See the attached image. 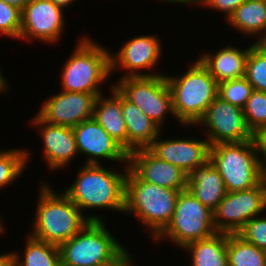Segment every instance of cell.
Wrapping results in <instances>:
<instances>
[{
  "mask_svg": "<svg viewBox=\"0 0 266 266\" xmlns=\"http://www.w3.org/2000/svg\"><path fill=\"white\" fill-rule=\"evenodd\" d=\"M121 172L113 171L102 164H83L77 171V177L63 192L77 205L89 221H103L101 216L86 215L84 210H115L124 213L125 180L128 164Z\"/></svg>",
  "mask_w": 266,
  "mask_h": 266,
  "instance_id": "cell-1",
  "label": "cell"
},
{
  "mask_svg": "<svg viewBox=\"0 0 266 266\" xmlns=\"http://www.w3.org/2000/svg\"><path fill=\"white\" fill-rule=\"evenodd\" d=\"M41 181L32 237L59 246L76 235L89 220L67 195ZM52 187V188H51ZM56 192V193H55Z\"/></svg>",
  "mask_w": 266,
  "mask_h": 266,
  "instance_id": "cell-2",
  "label": "cell"
},
{
  "mask_svg": "<svg viewBox=\"0 0 266 266\" xmlns=\"http://www.w3.org/2000/svg\"><path fill=\"white\" fill-rule=\"evenodd\" d=\"M165 77L175 119L183 127L197 125L217 97L218 83L199 59L184 74Z\"/></svg>",
  "mask_w": 266,
  "mask_h": 266,
  "instance_id": "cell-3",
  "label": "cell"
},
{
  "mask_svg": "<svg viewBox=\"0 0 266 266\" xmlns=\"http://www.w3.org/2000/svg\"><path fill=\"white\" fill-rule=\"evenodd\" d=\"M180 191L140 180L129 168L125 180V209L138 218L155 239L170 223Z\"/></svg>",
  "mask_w": 266,
  "mask_h": 266,
  "instance_id": "cell-4",
  "label": "cell"
},
{
  "mask_svg": "<svg viewBox=\"0 0 266 266\" xmlns=\"http://www.w3.org/2000/svg\"><path fill=\"white\" fill-rule=\"evenodd\" d=\"M62 65L61 90L80 93H103L100 88L111 74V52L84 35ZM109 77V78H108Z\"/></svg>",
  "mask_w": 266,
  "mask_h": 266,
  "instance_id": "cell-5",
  "label": "cell"
},
{
  "mask_svg": "<svg viewBox=\"0 0 266 266\" xmlns=\"http://www.w3.org/2000/svg\"><path fill=\"white\" fill-rule=\"evenodd\" d=\"M104 221H89L76 235L58 246L61 266H106L128 249L107 230Z\"/></svg>",
  "mask_w": 266,
  "mask_h": 266,
  "instance_id": "cell-6",
  "label": "cell"
},
{
  "mask_svg": "<svg viewBox=\"0 0 266 266\" xmlns=\"http://www.w3.org/2000/svg\"><path fill=\"white\" fill-rule=\"evenodd\" d=\"M209 161L223 178L227 192L251 189L263 181V162L253 139L212 145Z\"/></svg>",
  "mask_w": 266,
  "mask_h": 266,
  "instance_id": "cell-7",
  "label": "cell"
},
{
  "mask_svg": "<svg viewBox=\"0 0 266 266\" xmlns=\"http://www.w3.org/2000/svg\"><path fill=\"white\" fill-rule=\"evenodd\" d=\"M215 233L213 211L185 189L178 195L172 220L153 241L169 239L172 245L183 249L187 244Z\"/></svg>",
  "mask_w": 266,
  "mask_h": 266,
  "instance_id": "cell-8",
  "label": "cell"
},
{
  "mask_svg": "<svg viewBox=\"0 0 266 266\" xmlns=\"http://www.w3.org/2000/svg\"><path fill=\"white\" fill-rule=\"evenodd\" d=\"M113 86L160 128L165 117L169 114L174 117L172 96L165 75L120 78Z\"/></svg>",
  "mask_w": 266,
  "mask_h": 266,
  "instance_id": "cell-9",
  "label": "cell"
},
{
  "mask_svg": "<svg viewBox=\"0 0 266 266\" xmlns=\"http://www.w3.org/2000/svg\"><path fill=\"white\" fill-rule=\"evenodd\" d=\"M266 211V184L235 192H227L213 210L216 232L236 234L250 219Z\"/></svg>",
  "mask_w": 266,
  "mask_h": 266,
  "instance_id": "cell-10",
  "label": "cell"
},
{
  "mask_svg": "<svg viewBox=\"0 0 266 266\" xmlns=\"http://www.w3.org/2000/svg\"><path fill=\"white\" fill-rule=\"evenodd\" d=\"M197 126L205 127L203 134L210 146L253 139V133L247 126L243 109L218 96L208 106Z\"/></svg>",
  "mask_w": 266,
  "mask_h": 266,
  "instance_id": "cell-11",
  "label": "cell"
},
{
  "mask_svg": "<svg viewBox=\"0 0 266 266\" xmlns=\"http://www.w3.org/2000/svg\"><path fill=\"white\" fill-rule=\"evenodd\" d=\"M157 35H141L130 38L124 42V45L118 50V53L110 54L111 73L120 70L127 71L123 77H140V76H158L162 73L150 72L153 68H157L158 62L161 60L162 46ZM156 66V67H155ZM145 70H149L145 73Z\"/></svg>",
  "mask_w": 266,
  "mask_h": 266,
  "instance_id": "cell-12",
  "label": "cell"
},
{
  "mask_svg": "<svg viewBox=\"0 0 266 266\" xmlns=\"http://www.w3.org/2000/svg\"><path fill=\"white\" fill-rule=\"evenodd\" d=\"M20 38L54 44L61 39L65 29L64 10L51 0H30L23 8ZM34 38V39H33Z\"/></svg>",
  "mask_w": 266,
  "mask_h": 266,
  "instance_id": "cell-13",
  "label": "cell"
},
{
  "mask_svg": "<svg viewBox=\"0 0 266 266\" xmlns=\"http://www.w3.org/2000/svg\"><path fill=\"white\" fill-rule=\"evenodd\" d=\"M104 93H80L61 90L49 96L36 114L50 124L73 128L93 117L97 96Z\"/></svg>",
  "mask_w": 266,
  "mask_h": 266,
  "instance_id": "cell-14",
  "label": "cell"
},
{
  "mask_svg": "<svg viewBox=\"0 0 266 266\" xmlns=\"http://www.w3.org/2000/svg\"><path fill=\"white\" fill-rule=\"evenodd\" d=\"M72 129L78 153L87 158L83 164L100 165L101 159L128 164V152L93 117Z\"/></svg>",
  "mask_w": 266,
  "mask_h": 266,
  "instance_id": "cell-15",
  "label": "cell"
},
{
  "mask_svg": "<svg viewBox=\"0 0 266 266\" xmlns=\"http://www.w3.org/2000/svg\"><path fill=\"white\" fill-rule=\"evenodd\" d=\"M161 134L147 148L158 159L179 167L187 175L196 167L205 165L210 159V144L204 138L161 139Z\"/></svg>",
  "mask_w": 266,
  "mask_h": 266,
  "instance_id": "cell-16",
  "label": "cell"
},
{
  "mask_svg": "<svg viewBox=\"0 0 266 266\" xmlns=\"http://www.w3.org/2000/svg\"><path fill=\"white\" fill-rule=\"evenodd\" d=\"M128 168L142 181L176 189H187V174L179 167L158 159L148 149L128 153Z\"/></svg>",
  "mask_w": 266,
  "mask_h": 266,
  "instance_id": "cell-17",
  "label": "cell"
},
{
  "mask_svg": "<svg viewBox=\"0 0 266 266\" xmlns=\"http://www.w3.org/2000/svg\"><path fill=\"white\" fill-rule=\"evenodd\" d=\"M32 126L39 127L42 137L43 158L48 170L57 171L69 165L79 155L73 129L43 121L37 115L31 119Z\"/></svg>",
  "mask_w": 266,
  "mask_h": 266,
  "instance_id": "cell-18",
  "label": "cell"
},
{
  "mask_svg": "<svg viewBox=\"0 0 266 266\" xmlns=\"http://www.w3.org/2000/svg\"><path fill=\"white\" fill-rule=\"evenodd\" d=\"M251 46L238 48L235 45H226L218 52L202 53L198 58L208 69L217 83L245 77L246 59ZM202 56V57H201Z\"/></svg>",
  "mask_w": 266,
  "mask_h": 266,
  "instance_id": "cell-19",
  "label": "cell"
},
{
  "mask_svg": "<svg viewBox=\"0 0 266 266\" xmlns=\"http://www.w3.org/2000/svg\"><path fill=\"white\" fill-rule=\"evenodd\" d=\"M187 189L212 211L227 194L223 178L210 161L187 175Z\"/></svg>",
  "mask_w": 266,
  "mask_h": 266,
  "instance_id": "cell-20",
  "label": "cell"
},
{
  "mask_svg": "<svg viewBox=\"0 0 266 266\" xmlns=\"http://www.w3.org/2000/svg\"><path fill=\"white\" fill-rule=\"evenodd\" d=\"M111 88V89H110ZM111 97L97 96L93 118L128 152V136L122 114V95L111 84Z\"/></svg>",
  "mask_w": 266,
  "mask_h": 266,
  "instance_id": "cell-21",
  "label": "cell"
},
{
  "mask_svg": "<svg viewBox=\"0 0 266 266\" xmlns=\"http://www.w3.org/2000/svg\"><path fill=\"white\" fill-rule=\"evenodd\" d=\"M122 114L128 136V153L137 149H147L161 134V129L146 116L137 105L122 96Z\"/></svg>",
  "mask_w": 266,
  "mask_h": 266,
  "instance_id": "cell-22",
  "label": "cell"
},
{
  "mask_svg": "<svg viewBox=\"0 0 266 266\" xmlns=\"http://www.w3.org/2000/svg\"><path fill=\"white\" fill-rule=\"evenodd\" d=\"M183 250L190 253V266H228L227 233L216 232L187 244Z\"/></svg>",
  "mask_w": 266,
  "mask_h": 266,
  "instance_id": "cell-23",
  "label": "cell"
},
{
  "mask_svg": "<svg viewBox=\"0 0 266 266\" xmlns=\"http://www.w3.org/2000/svg\"><path fill=\"white\" fill-rule=\"evenodd\" d=\"M236 31L257 38L266 31V0H247L227 20Z\"/></svg>",
  "mask_w": 266,
  "mask_h": 266,
  "instance_id": "cell-24",
  "label": "cell"
},
{
  "mask_svg": "<svg viewBox=\"0 0 266 266\" xmlns=\"http://www.w3.org/2000/svg\"><path fill=\"white\" fill-rule=\"evenodd\" d=\"M24 254L12 251L13 266H61L57 245L32 237L29 233ZM23 256V258H22Z\"/></svg>",
  "mask_w": 266,
  "mask_h": 266,
  "instance_id": "cell-25",
  "label": "cell"
},
{
  "mask_svg": "<svg viewBox=\"0 0 266 266\" xmlns=\"http://www.w3.org/2000/svg\"><path fill=\"white\" fill-rule=\"evenodd\" d=\"M227 258L228 266H266V251L237 234H227Z\"/></svg>",
  "mask_w": 266,
  "mask_h": 266,
  "instance_id": "cell-26",
  "label": "cell"
},
{
  "mask_svg": "<svg viewBox=\"0 0 266 266\" xmlns=\"http://www.w3.org/2000/svg\"><path fill=\"white\" fill-rule=\"evenodd\" d=\"M30 151L22 148L0 150V189L9 187L26 171Z\"/></svg>",
  "mask_w": 266,
  "mask_h": 266,
  "instance_id": "cell-27",
  "label": "cell"
},
{
  "mask_svg": "<svg viewBox=\"0 0 266 266\" xmlns=\"http://www.w3.org/2000/svg\"><path fill=\"white\" fill-rule=\"evenodd\" d=\"M252 91V85L243 77L218 83L217 96L243 109Z\"/></svg>",
  "mask_w": 266,
  "mask_h": 266,
  "instance_id": "cell-28",
  "label": "cell"
},
{
  "mask_svg": "<svg viewBox=\"0 0 266 266\" xmlns=\"http://www.w3.org/2000/svg\"><path fill=\"white\" fill-rule=\"evenodd\" d=\"M245 78L253 90L266 92V55L254 45L246 59Z\"/></svg>",
  "mask_w": 266,
  "mask_h": 266,
  "instance_id": "cell-29",
  "label": "cell"
},
{
  "mask_svg": "<svg viewBox=\"0 0 266 266\" xmlns=\"http://www.w3.org/2000/svg\"><path fill=\"white\" fill-rule=\"evenodd\" d=\"M243 113L252 133L266 124V92L253 90L243 108Z\"/></svg>",
  "mask_w": 266,
  "mask_h": 266,
  "instance_id": "cell-30",
  "label": "cell"
},
{
  "mask_svg": "<svg viewBox=\"0 0 266 266\" xmlns=\"http://www.w3.org/2000/svg\"><path fill=\"white\" fill-rule=\"evenodd\" d=\"M22 12L15 6L0 0V35L20 38Z\"/></svg>",
  "mask_w": 266,
  "mask_h": 266,
  "instance_id": "cell-31",
  "label": "cell"
},
{
  "mask_svg": "<svg viewBox=\"0 0 266 266\" xmlns=\"http://www.w3.org/2000/svg\"><path fill=\"white\" fill-rule=\"evenodd\" d=\"M250 219L236 234L244 241L266 251V216Z\"/></svg>",
  "mask_w": 266,
  "mask_h": 266,
  "instance_id": "cell-32",
  "label": "cell"
},
{
  "mask_svg": "<svg viewBox=\"0 0 266 266\" xmlns=\"http://www.w3.org/2000/svg\"><path fill=\"white\" fill-rule=\"evenodd\" d=\"M247 0H204L200 5L207 9L216 10L225 13L226 21L234 13V11Z\"/></svg>",
  "mask_w": 266,
  "mask_h": 266,
  "instance_id": "cell-33",
  "label": "cell"
},
{
  "mask_svg": "<svg viewBox=\"0 0 266 266\" xmlns=\"http://www.w3.org/2000/svg\"><path fill=\"white\" fill-rule=\"evenodd\" d=\"M130 250L126 251L115 263L111 264V265H106V266H132L136 263V261H134L133 256L131 255V253H129Z\"/></svg>",
  "mask_w": 266,
  "mask_h": 266,
  "instance_id": "cell-34",
  "label": "cell"
},
{
  "mask_svg": "<svg viewBox=\"0 0 266 266\" xmlns=\"http://www.w3.org/2000/svg\"><path fill=\"white\" fill-rule=\"evenodd\" d=\"M256 41L254 40V46L266 55V31L263 32Z\"/></svg>",
  "mask_w": 266,
  "mask_h": 266,
  "instance_id": "cell-35",
  "label": "cell"
},
{
  "mask_svg": "<svg viewBox=\"0 0 266 266\" xmlns=\"http://www.w3.org/2000/svg\"><path fill=\"white\" fill-rule=\"evenodd\" d=\"M160 0H158V2H159ZM162 2H167V3H174V4H179V3H182L181 5H189L190 6V4L191 5H193V7H194V5H198V6H200V4H202L203 3V1L204 0H161Z\"/></svg>",
  "mask_w": 266,
  "mask_h": 266,
  "instance_id": "cell-36",
  "label": "cell"
},
{
  "mask_svg": "<svg viewBox=\"0 0 266 266\" xmlns=\"http://www.w3.org/2000/svg\"><path fill=\"white\" fill-rule=\"evenodd\" d=\"M0 266H13V257L11 252L0 255Z\"/></svg>",
  "mask_w": 266,
  "mask_h": 266,
  "instance_id": "cell-37",
  "label": "cell"
},
{
  "mask_svg": "<svg viewBox=\"0 0 266 266\" xmlns=\"http://www.w3.org/2000/svg\"><path fill=\"white\" fill-rule=\"evenodd\" d=\"M3 1L8 4H11L12 6L17 7L21 11L30 2V0H3Z\"/></svg>",
  "mask_w": 266,
  "mask_h": 266,
  "instance_id": "cell-38",
  "label": "cell"
},
{
  "mask_svg": "<svg viewBox=\"0 0 266 266\" xmlns=\"http://www.w3.org/2000/svg\"><path fill=\"white\" fill-rule=\"evenodd\" d=\"M6 76L3 75L2 70L0 68V95L6 93L9 90L7 81H6Z\"/></svg>",
  "mask_w": 266,
  "mask_h": 266,
  "instance_id": "cell-39",
  "label": "cell"
},
{
  "mask_svg": "<svg viewBox=\"0 0 266 266\" xmlns=\"http://www.w3.org/2000/svg\"><path fill=\"white\" fill-rule=\"evenodd\" d=\"M55 5L66 10L64 8H69V5H72L76 0H51Z\"/></svg>",
  "mask_w": 266,
  "mask_h": 266,
  "instance_id": "cell-40",
  "label": "cell"
},
{
  "mask_svg": "<svg viewBox=\"0 0 266 266\" xmlns=\"http://www.w3.org/2000/svg\"><path fill=\"white\" fill-rule=\"evenodd\" d=\"M1 216H0V234H2L3 231L6 230V227L4 228L5 224L2 223L3 220H1Z\"/></svg>",
  "mask_w": 266,
  "mask_h": 266,
  "instance_id": "cell-41",
  "label": "cell"
}]
</instances>
